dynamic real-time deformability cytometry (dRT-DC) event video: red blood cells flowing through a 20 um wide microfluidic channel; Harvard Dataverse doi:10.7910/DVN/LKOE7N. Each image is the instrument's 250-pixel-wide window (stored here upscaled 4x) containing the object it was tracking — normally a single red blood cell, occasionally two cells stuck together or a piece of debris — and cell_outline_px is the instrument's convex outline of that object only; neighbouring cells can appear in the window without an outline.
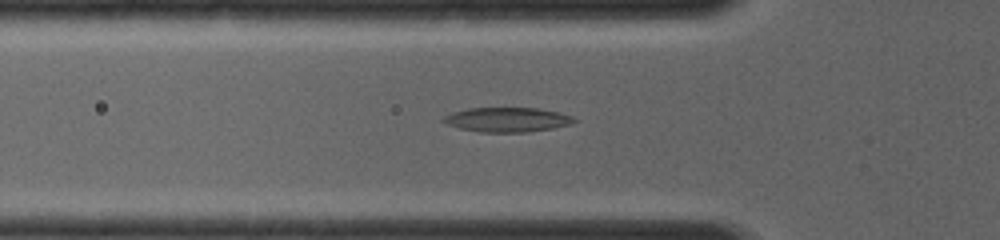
{"species": "common noctule bat (a hibernating species)", "species_latin": "Nyctalus noctula", "temperature_condition": "room temperature", "stored_images_in_passage": 44, "camera_frame_rate_fps": 4000, "um_per_image_px": 0.085, "animal": {"sex": "female", "body_mass_g": 19.0, "forearm_length_mm": 56.7}, "frame": {"image": 1, "passage_image": 14, "time_ms": 3.25, "image_size_px": [1000, 240], "cell_outline_px": [[580, 120], [572, 124], [556, 128], [528, 132], [480, 132], [460, 128], [448, 124], [440, 120], [444, 116], [452, 112], [468, 108], [536, 108], [560, 112], [572, 116]], "centroid_in_image_um": [43.17, 10.17], "position_along_channel_um": 82.6, "area_um2": 18.9}}
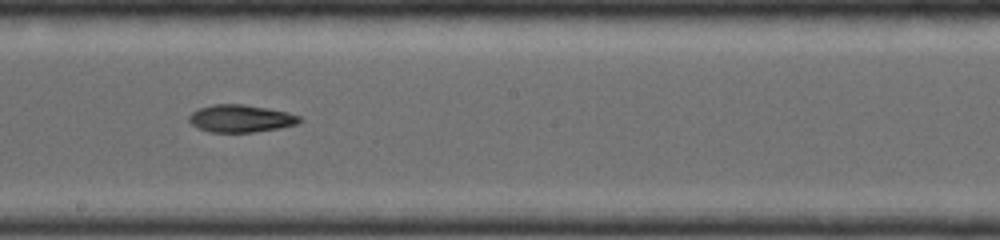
{"frame": {"image": 2, "passage_image": 26, "time_ms": 6.25, "image_size_px": [1000, 240], "cell_outline_px": [[304, 120], [296, 124], [276, 128], [252, 132], [208, 132], [192, 124], [188, 120], [188, 116], [192, 112], [200, 108], [212, 104], [240, 104], [288, 112], [300, 116]], "centroid_in_image_um": [20.44, 10.07], "position_along_channel_um": 227.8, "area_um2": 17.46}}
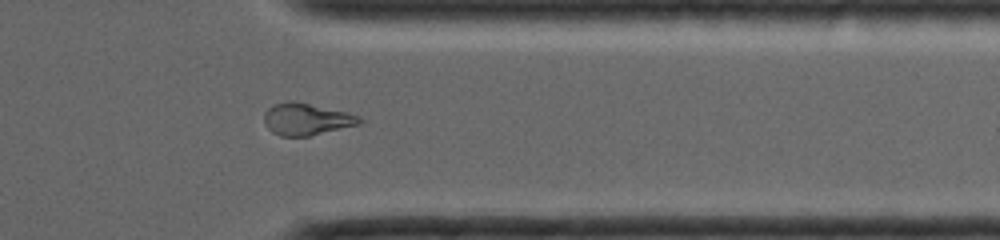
{"frame": {"image": 3, "passage_image": 39, "time_ms": 9.5, "image_size_px": [1000, 240], "cell_outline_px": [[360, 124], [308, 136], [280, 136], [272, 132], [268, 128], [264, 120], [264, 112], [268, 108], [276, 104], [308, 104], [348, 112], [360, 116]], "centroid_in_image_um": [26.06, 10.17], "position_along_channel_um": 385.3, "area_um2": 16.99}}